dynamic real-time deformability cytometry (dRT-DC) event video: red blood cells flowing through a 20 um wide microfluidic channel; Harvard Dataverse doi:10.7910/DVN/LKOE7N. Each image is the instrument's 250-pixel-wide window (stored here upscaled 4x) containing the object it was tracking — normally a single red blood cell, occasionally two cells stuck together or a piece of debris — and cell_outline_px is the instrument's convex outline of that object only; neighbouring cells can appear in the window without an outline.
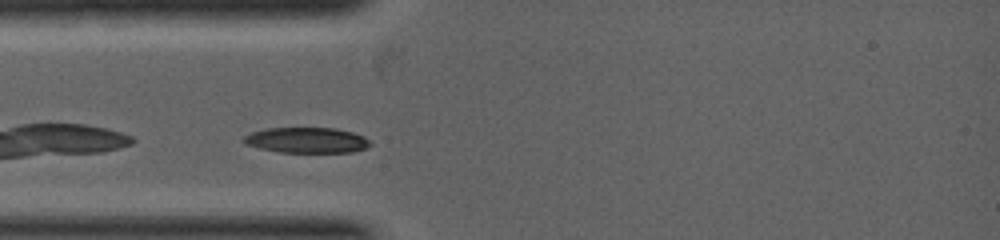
{"species": "common noctule bat (a hibernating species)", "species_latin": "Nyctalus noctula", "temperature_condition": "warm", "stored_images_in_passage": 1, "camera_frame_rate_fps": 5000, "um_per_image_px": 0.085, "animal": {"sex": "female", "body_mass_g": 19.0, "forearm_length_mm": 53.3}, "frame": {"image": 1, "passage_image": 1, "time_ms": 0.0, "image_size_px": [1000, 240], "cell_outline_px": [[372, 144], [364, 148], [352, 152], [280, 152], [260, 148], [244, 144], [240, 140], [244, 136], [252, 132], [268, 128], [336, 128], [352, 132], [364, 136]], "centroid_in_image_um": [26.04, 11.91], "position_along_channel_um": 59.0, "area_um2": 18.79}}